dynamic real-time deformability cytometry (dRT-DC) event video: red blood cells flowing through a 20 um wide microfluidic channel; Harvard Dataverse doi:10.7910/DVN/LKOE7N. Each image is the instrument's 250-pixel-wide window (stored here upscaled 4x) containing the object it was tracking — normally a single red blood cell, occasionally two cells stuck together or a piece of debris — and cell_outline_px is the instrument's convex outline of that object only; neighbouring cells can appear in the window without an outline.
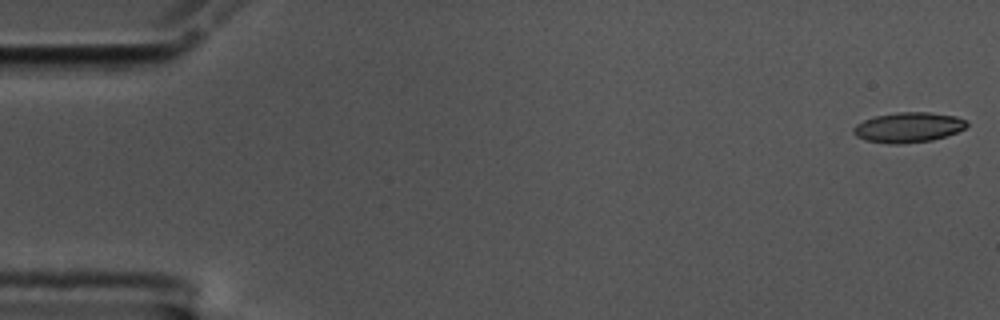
{"species": "common noctule bat (a hibernating species)", "species_latin": "Nyctalus noctula", "temperature_condition": "cold", "stored_images_in_passage": 10, "camera_frame_rate_fps": 3000, "um_per_image_px": 0.085, "animal": {"sex": "male", "body_mass_g": 17.5, "forearm_length_mm": 52.3}, "frame": {"image": 1, "passage_image": 1, "time_ms": 0.0, "image_size_px": [1000, 320], "cell_outline_px": [[968, 124], [964, 128], [956, 132], [932, 140], [900, 144], [888, 144], [864, 140], [856, 136], [852, 132], [852, 128], [856, 124], [864, 120], [876, 116], [896, 112], [928, 112], [956, 116], [964, 120]], "centroid_in_image_um": [77.15, 10.83], "position_along_channel_um": 7.8, "area_um2": 19.83}}